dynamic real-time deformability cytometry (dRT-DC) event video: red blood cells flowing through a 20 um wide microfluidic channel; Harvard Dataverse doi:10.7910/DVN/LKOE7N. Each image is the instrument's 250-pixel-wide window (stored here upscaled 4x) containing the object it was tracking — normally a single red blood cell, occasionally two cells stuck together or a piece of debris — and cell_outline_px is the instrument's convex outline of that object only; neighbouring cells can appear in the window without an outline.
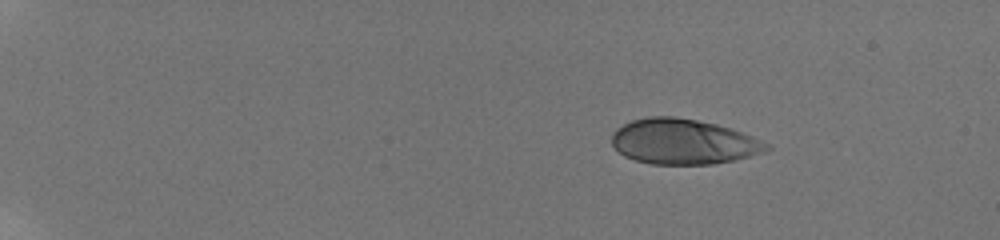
{"species": "human", "species_latin": "Homo sapiens", "temperature_condition": "room temperature", "stored_images_in_passage": 48, "camera_frame_rate_fps": 3000, "um_per_image_px": 0.085, "donor": {"sex": "male"}, "frame": {"image": 1, "passage_image": 1, "time_ms": 0.0, "image_size_px": [1000, 240], "cell_outline_px": [[772, 148], [764, 152], [732, 160], [712, 164], [652, 164], [636, 160], [624, 156], [612, 148], [612, 136], [616, 128], [632, 120], [648, 116], [676, 116], [716, 124], [752, 136], [768, 144]], "centroid_in_image_um": [58.03, 12.04], "position_along_channel_um": 27.0, "area_um2": 40.69}}
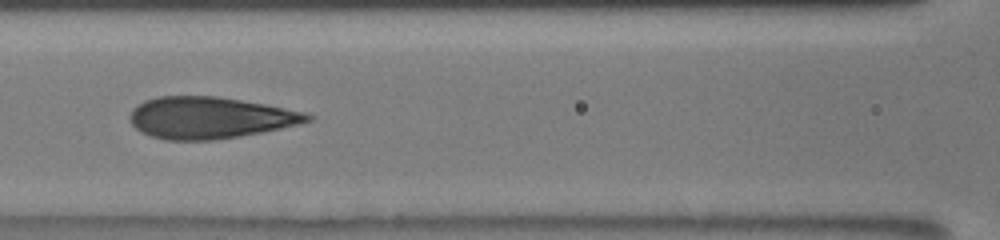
{"frame": {"image": 2, "passage_image": 21, "time_ms": 6.667, "image_size_px": [1000, 240], "cell_outline_px": [[316, 116], [312, 120], [300, 124], [240, 136], [212, 140], [164, 140], [140, 132], [132, 124], [128, 116], [132, 108], [144, 100], [156, 96], [216, 96], [264, 104], [308, 112]], "centroid_in_image_um": [17.83, 10.0], "position_along_channel_um": 148.8, "area_um2": 43.29}}
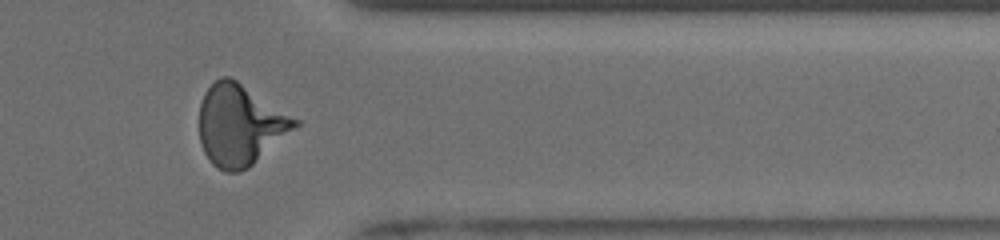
{"frame": {"image": 3, "passage_image": 40, "time_ms": 13.0, "image_size_px": [1000, 240], "cell_outline_px": [[300, 124], [248, 168], [240, 172], [224, 172], [212, 164], [204, 152], [200, 144], [200, 104], [204, 92], [220, 76], [228, 76], [236, 80], [300, 120]], "centroid_in_image_um": [20.39, 10.63], "position_along_channel_um": 391.0, "area_um2": 44.85}, "authors_computed_cell_mechanics": {"area_um2": 42.9165, "velocity_mm_per_s": 3.8863, "shape_relaxation_time_tau1_ms": 4.3167, "shape_relaxation_time_tau2_ms": null, "deformation_change_tau1": 0.1886, "deformation_change_tau2": null}}